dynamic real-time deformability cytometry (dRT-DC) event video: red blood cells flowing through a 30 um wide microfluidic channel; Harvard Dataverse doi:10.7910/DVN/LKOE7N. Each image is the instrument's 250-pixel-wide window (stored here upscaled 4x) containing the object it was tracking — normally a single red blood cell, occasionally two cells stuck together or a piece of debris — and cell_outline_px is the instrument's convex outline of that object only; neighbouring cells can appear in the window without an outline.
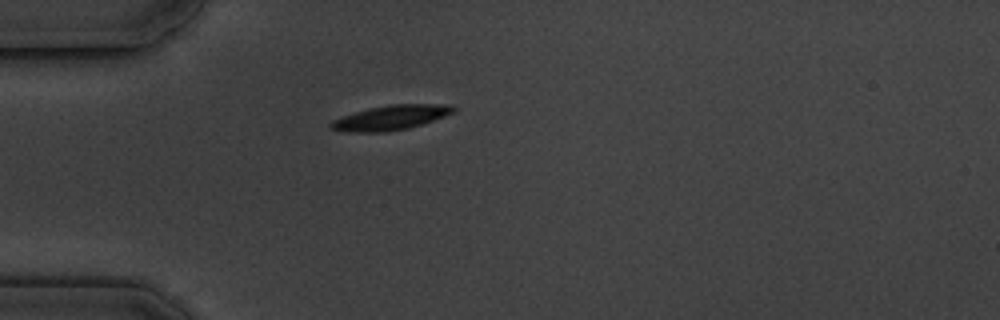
{"species": "common noctule bat (a hibernating species)", "species_latin": "Nyctalus noctula", "temperature_condition": "cold", "stored_images_in_passage": 2, "camera_frame_rate_fps": 3000, "um_per_image_px": 0.085, "animal": {"sex": "male", "body_mass_g": 19.5, "forearm_length_mm": 54.6}, "frame": {"image": 1, "passage_image": 1, "time_ms": 0.0, "image_size_px": [1000, 320], "cell_outline_px": [[460, 108], [456, 112], [408, 128], [384, 132], [348, 132], [328, 128], [328, 124], [332, 120], [368, 108], [388, 104], [452, 104]], "centroid_in_image_um": [33.25, 9.98], "position_along_channel_um": 51.8, "area_um2": 17.74}}